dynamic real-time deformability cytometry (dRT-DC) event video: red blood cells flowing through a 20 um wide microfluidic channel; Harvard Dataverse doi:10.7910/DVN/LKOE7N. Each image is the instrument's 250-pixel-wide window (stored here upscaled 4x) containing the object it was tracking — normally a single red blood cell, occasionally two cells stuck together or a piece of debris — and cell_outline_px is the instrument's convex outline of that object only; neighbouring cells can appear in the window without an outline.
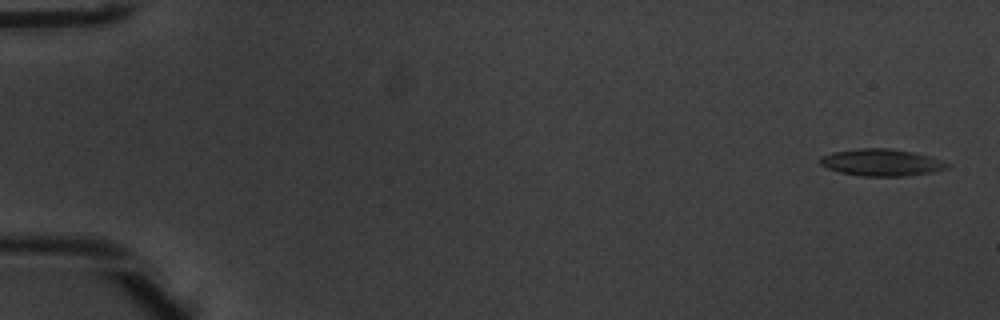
{"species": "common noctule bat (a hibernating species)", "species_latin": "Nyctalus noctula", "temperature_condition": "warm", "stored_images_in_passage": 4, "camera_frame_rate_fps": 3000, "um_per_image_px": 0.085, "animal": {"sex": "male", "body_mass_g": 20.1, "forearm_length_mm": 53.5}, "frame": {"image": 1, "passage_image": 1, "time_ms": 0.0, "image_size_px": [1000, 320], "cell_outline_px": [[952, 164], [948, 168], [932, 172], [904, 176], [860, 176], [840, 172], [828, 168], [820, 164], [816, 160], [820, 156], [832, 152], [860, 148], [888, 148], [912, 152], [932, 156]], "centroid_in_image_um": [74.92, 13.8], "position_along_channel_um": 10.1, "area_um2": 20.17}}
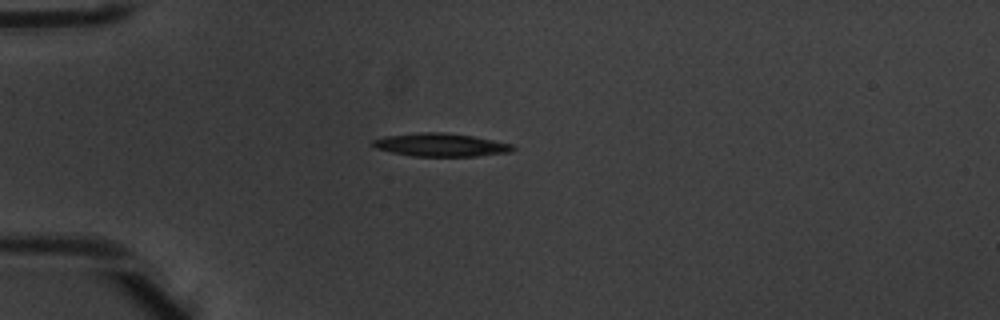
{"frame": {"image": 2, "passage_image": 4, "time_ms": 1.0, "image_size_px": [1000, 320], "cell_outline_px": [[516, 148], [512, 152], [476, 156], [412, 156], [392, 152], [376, 148], [368, 144], [372, 140], [384, 136], [420, 132], [444, 132], [472, 136], [512, 144]], "centroid_in_image_um": [37.43, 12.31], "position_along_channel_um": 47.6, "area_um2": 18.96}}